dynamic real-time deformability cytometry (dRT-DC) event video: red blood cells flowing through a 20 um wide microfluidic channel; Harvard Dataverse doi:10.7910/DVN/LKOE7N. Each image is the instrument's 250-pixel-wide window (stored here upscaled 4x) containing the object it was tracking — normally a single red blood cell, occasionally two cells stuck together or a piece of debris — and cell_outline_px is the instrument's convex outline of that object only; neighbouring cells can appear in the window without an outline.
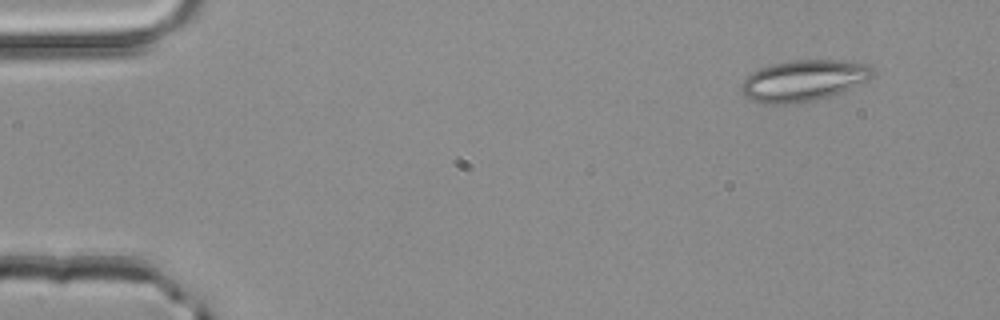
{"species": "common noctule bat (a hibernating species)", "species_latin": "Nyctalus noctula", "temperature_condition": "room temperature", "stored_images_in_passage": 2, "camera_frame_rate_fps": 3000, "um_per_image_px": 0.085, "animal": {"sex": "male", "body_mass_g": 20.4}, "frame": {"image": 1, "passage_image": 1, "time_ms": 0.0, "image_size_px": [1000, 320], "cell_outline_px": [[876, 72], [868, 80], [832, 96], [796, 104], [764, 104], [752, 100], [744, 96], [740, 92], [740, 84], [752, 72], [760, 68], [772, 64], [792, 60], [852, 60], [868, 64]], "centroid_in_image_um": [68.31, 6.85], "position_along_channel_um": 16.7, "area_um2": 31.96}}